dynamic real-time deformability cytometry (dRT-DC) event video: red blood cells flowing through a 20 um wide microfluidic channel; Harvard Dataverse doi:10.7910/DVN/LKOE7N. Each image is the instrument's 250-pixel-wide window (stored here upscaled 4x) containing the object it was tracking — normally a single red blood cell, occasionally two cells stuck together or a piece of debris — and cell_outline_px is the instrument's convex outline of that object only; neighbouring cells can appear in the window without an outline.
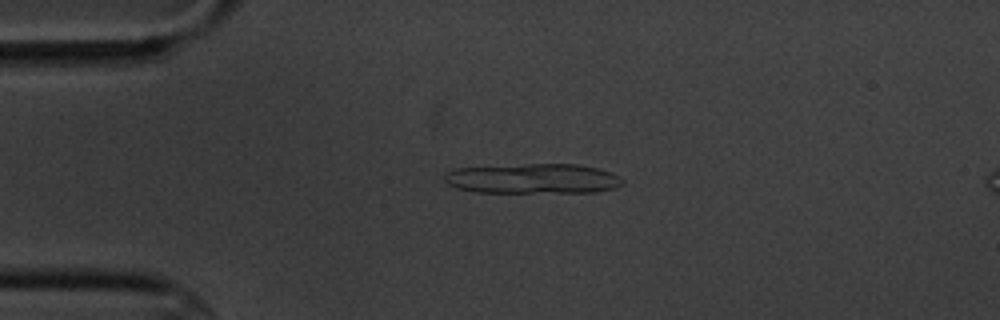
{"species": "common noctule bat (a hibernating species)", "species_latin": "Nyctalus noctula", "temperature_condition": "cold", "stored_images_in_passage": 5, "segment_of_instrument_passage": [1, 3], "camera_frame_rate_fps": 3000, "um_per_image_px": 0.085, "animal": {"sex": "male", "body_mass_g": 20.1, "forearm_length_mm": 53.5}, "frame": {"image": 1, "passage_image": 3, "time_ms": 2.333, "image_size_px": [1000, 320], "cell_outline_px": [[624, 184], [616, 188], [596, 192], [476, 192], [456, 188], [448, 184], [444, 180], [444, 176], [448, 172], [456, 168], [528, 164], [576, 164], [596, 168], [612, 172], [620, 176], [624, 180]], "centroid_in_image_um": [45.35, 15.19], "position_along_channel_um": 39.7, "area_um2": 31.21}}